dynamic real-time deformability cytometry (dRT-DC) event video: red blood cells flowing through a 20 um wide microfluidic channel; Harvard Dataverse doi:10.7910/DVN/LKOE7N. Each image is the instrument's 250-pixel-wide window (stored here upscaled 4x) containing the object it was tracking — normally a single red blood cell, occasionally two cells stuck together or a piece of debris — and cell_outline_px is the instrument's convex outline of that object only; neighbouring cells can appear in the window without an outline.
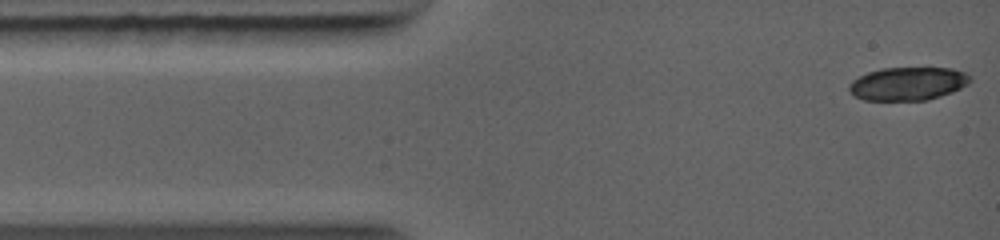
{"species": "common noctule bat (a hibernating species)", "species_latin": "Nyctalus noctula", "temperature_condition": "warm", "stored_images_in_passage": 7, "camera_frame_rate_fps": 5000, "um_per_image_px": 0.085, "animal": {"sex": "female", "body_mass_g": 19.0, "forearm_length_mm": 56.7}, "frame": {"image": 1, "passage_image": 1, "time_ms": 0.0, "image_size_px": [1000, 240], "cell_outline_px": [[972, 80], [968, 84], [952, 92], [928, 100], [864, 100], [856, 96], [848, 88], [848, 84], [852, 80], [868, 72], [880, 68], [952, 68], [964, 72], [972, 76]], "centroid_in_image_um": [77.19, 7.11], "position_along_channel_um": 7.8, "area_um2": 23.47}}